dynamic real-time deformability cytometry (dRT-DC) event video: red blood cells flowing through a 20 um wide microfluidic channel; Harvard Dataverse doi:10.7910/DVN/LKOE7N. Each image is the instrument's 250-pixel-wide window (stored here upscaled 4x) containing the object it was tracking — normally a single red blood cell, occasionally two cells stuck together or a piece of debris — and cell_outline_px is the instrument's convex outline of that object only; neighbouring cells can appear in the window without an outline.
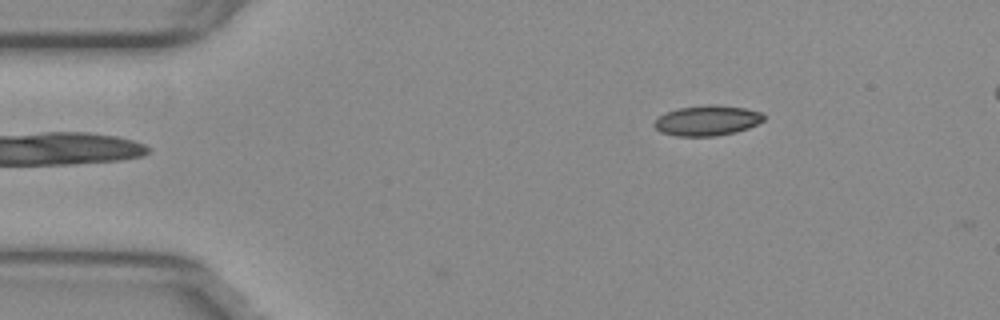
{"species": "common noctule bat (a hibernating species)", "species_latin": "Nyctalus noctula", "temperature_condition": "warm", "stored_images_in_passage": 2, "camera_frame_rate_fps": 3000, "um_per_image_px": 0.085, "animal": {"sex": "female", "body_mass_g": 29.2, "forearm_length_mm": 56.3}, "frame": {"image": 1, "passage_image": 1, "time_ms": 0.0, "image_size_px": [1000, 320], "cell_outline_px": [[764, 120], [748, 128], [736, 132], [716, 136], [676, 136], [660, 132], [652, 124], [664, 112], [676, 108], [708, 104], [716, 104], [744, 108], [760, 112], [764, 116]], "centroid_in_image_um": [60.08, 10.24], "position_along_channel_um": 24.9, "area_um2": 19.42}}